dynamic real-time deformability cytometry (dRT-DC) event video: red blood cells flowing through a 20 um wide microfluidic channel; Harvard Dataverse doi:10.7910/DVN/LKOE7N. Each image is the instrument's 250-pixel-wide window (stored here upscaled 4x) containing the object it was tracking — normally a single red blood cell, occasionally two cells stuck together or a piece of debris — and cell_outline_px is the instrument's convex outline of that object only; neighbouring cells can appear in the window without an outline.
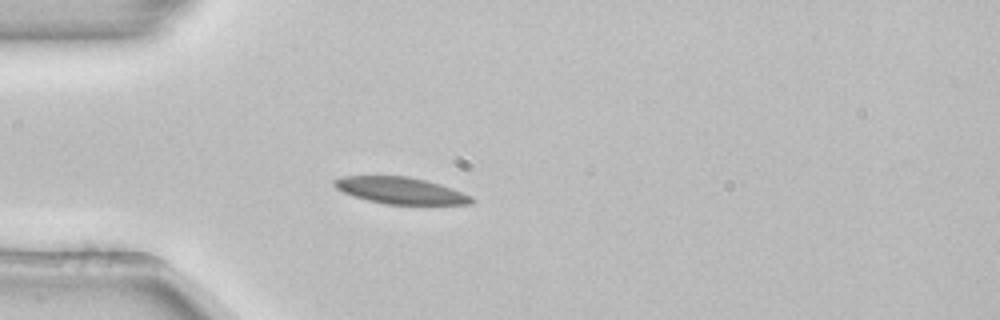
{"species": "common noctule bat (a hibernating species)", "species_latin": "Nyctalus noctula", "temperature_condition": "room temperature", "stored_images_in_passage": 1, "camera_frame_rate_fps": 3000, "um_per_image_px": 0.085, "animal": {"sex": "female", "body_mass_g": 22.7, "forearm_length_mm": 54.2}, "frame": {"image": 1, "passage_image": 1, "time_ms": 0.0, "image_size_px": [1000, 320], "cell_outline_px": [[476, 200], [472, 204], [384, 204], [352, 196], [336, 188], [332, 184], [332, 180], [340, 176], [408, 176], [440, 184], [452, 188], [472, 196]], "centroid_in_image_um": [34.03, 16.19], "position_along_channel_um": 51.0, "area_um2": 21.39}}